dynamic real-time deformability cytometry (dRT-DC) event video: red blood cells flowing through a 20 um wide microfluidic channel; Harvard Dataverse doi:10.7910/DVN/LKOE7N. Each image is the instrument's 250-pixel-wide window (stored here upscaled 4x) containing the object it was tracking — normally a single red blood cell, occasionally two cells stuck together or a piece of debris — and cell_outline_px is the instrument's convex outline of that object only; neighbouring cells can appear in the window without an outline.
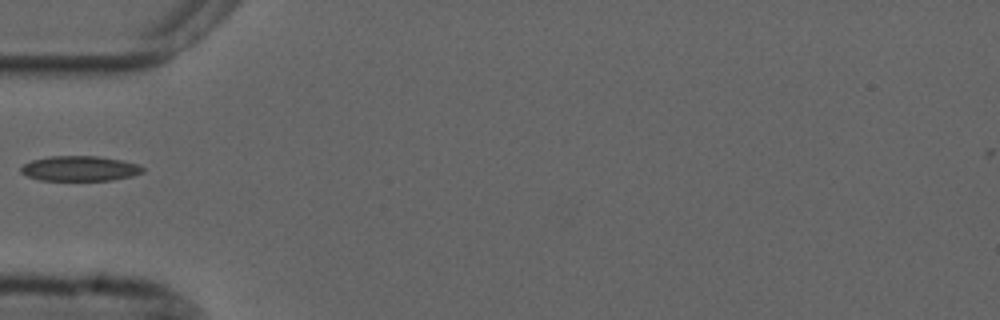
{"species": "common noctule bat (a hibernating species)", "species_latin": "Nyctalus noctula", "temperature_condition": "cold", "stored_images_in_passage": 38, "camera_frame_rate_fps": 3000, "um_per_image_px": 0.085, "animal": {"sex": "male", "forearm_length_mm": 52.5}, "frame": {"image": 1, "passage_image": 1, "time_ms": 0.0, "image_size_px": [1000, 320], "cell_outline_px": [[144, 172], [132, 176], [112, 180], [40, 180], [28, 176], [20, 172], [20, 168], [24, 164], [32, 160], [52, 156], [96, 156], [120, 160], [136, 164], [144, 168]], "centroid_in_image_um": [6.77, 14.33], "position_along_channel_um": 78.2, "area_um2": 17.63}}
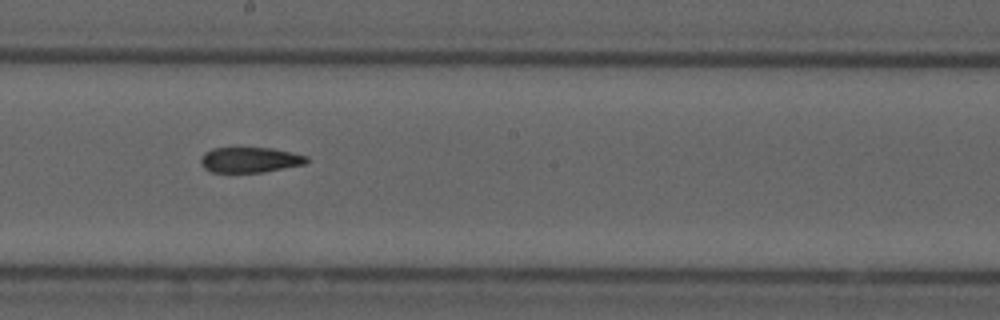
{"frame": {"image": 2, "passage_image": 13, "time_ms": 4.0, "image_size_px": [1000, 320], "cell_outline_px": [[308, 160], [304, 164], [264, 172], [212, 172], [204, 168], [200, 164], [200, 156], [204, 152], [212, 148], [272, 148], [292, 152], [308, 156]], "centroid_in_image_um": [21.21, 13.58], "position_along_channel_um": 227.0, "area_um2": 15.72}}
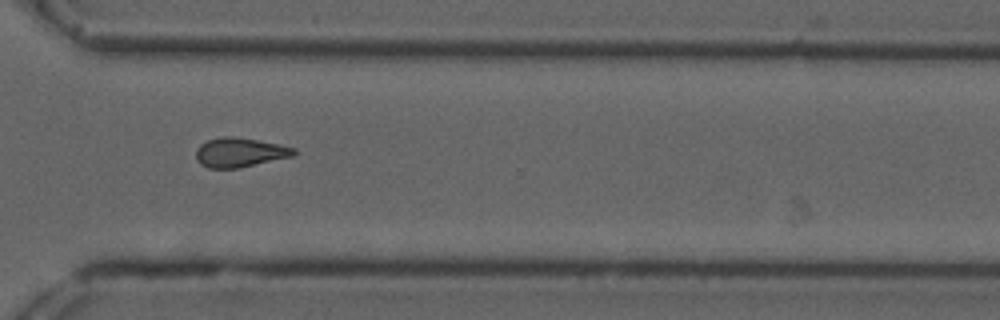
{"frame": {"image": 3, "passage_image": 23, "time_ms": 7.333, "image_size_px": [1000, 320], "cell_outline_px": [[296, 156], [236, 168], [208, 168], [200, 164], [196, 160], [196, 152], [200, 144], [208, 140], [224, 136], [232, 136], [280, 144], [296, 148]], "centroid_in_image_um": [20.4, 12.96], "position_along_channel_um": 350.2, "area_um2": 16.76}}